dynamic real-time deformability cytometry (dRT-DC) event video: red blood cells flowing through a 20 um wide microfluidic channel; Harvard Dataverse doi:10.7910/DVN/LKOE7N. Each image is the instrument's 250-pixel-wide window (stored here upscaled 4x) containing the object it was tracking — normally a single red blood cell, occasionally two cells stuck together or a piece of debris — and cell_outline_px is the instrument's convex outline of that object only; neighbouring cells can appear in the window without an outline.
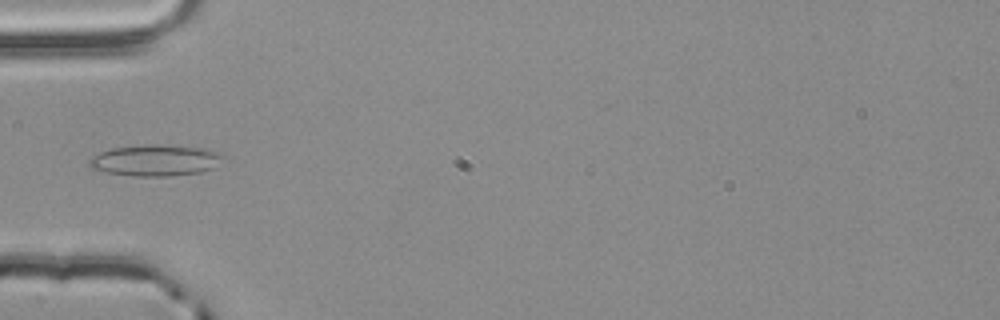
{"species": "common noctule bat (a hibernating species)", "species_latin": "Nyctalus noctula", "temperature_condition": "room temperature", "stored_images_in_passage": 3, "camera_frame_rate_fps": 3000, "um_per_image_px": 0.085, "animal": {"sex": "male", "body_mass_g": 20.4}, "frame": {"image": 1, "passage_image": 3, "time_ms": 0.667, "image_size_px": [1000, 320], "cell_outline_px": [[224, 156], [212, 168], [200, 172], [168, 176], [136, 176], [108, 172], [92, 168], [88, 164], [88, 160], [92, 156], [100, 152], [112, 148], [208, 148], [220, 152]], "centroid_in_image_um": [13.2, 13.69], "position_along_channel_um": 71.8, "area_um2": 22.77}}